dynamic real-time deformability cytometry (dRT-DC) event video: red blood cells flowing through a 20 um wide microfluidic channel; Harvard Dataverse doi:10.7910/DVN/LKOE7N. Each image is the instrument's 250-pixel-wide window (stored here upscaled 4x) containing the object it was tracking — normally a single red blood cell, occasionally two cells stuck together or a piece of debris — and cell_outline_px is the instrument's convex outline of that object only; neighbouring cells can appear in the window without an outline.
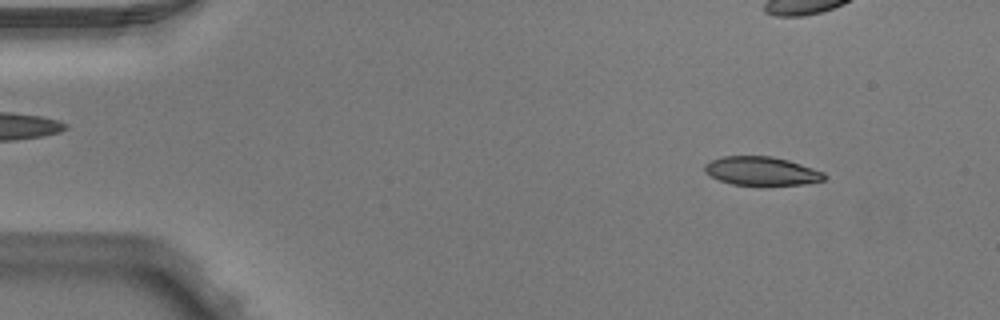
{"species": "Egyptian fruit bat (a non-hibernating species)", "species_latin": "Rousettus aegyptiacus", "temperature_condition": "warm", "stored_images_in_passage": 4, "camera_frame_rate_fps": 3000, "um_per_image_px": 0.085, "animal": {"sex": "male"}, "frame": {"image": 1, "passage_image": 1, "time_ms": 0.0, "image_size_px": [1000, 320], "cell_outline_px": [[828, 176], [824, 180], [804, 184], [732, 184], [720, 180], [704, 172], [704, 164], [712, 160], [724, 156], [772, 156], [788, 160], [824, 172]], "centroid_in_image_um": [64.74, 14.52], "position_along_channel_um": 20.3, "area_um2": 19.65}}
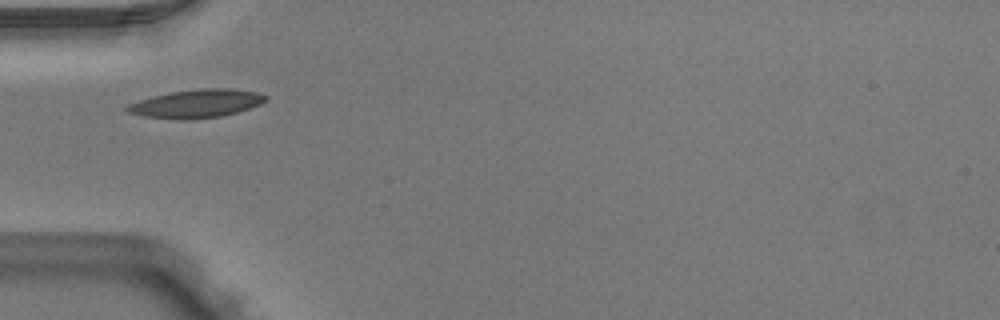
{"frame": {"image": 2, "passage_image": 4, "time_ms": 1.0, "image_size_px": [1000, 320], "cell_outline_px": [[268, 100], [260, 104], [236, 112], [220, 116], [188, 120], [180, 120], [144, 116], [128, 112], [124, 108], [128, 104], [152, 96], [172, 92], [200, 88], [232, 88], [260, 92], [268, 96]], "centroid_in_image_um": [16.73, 8.8], "position_along_channel_um": 68.3, "area_um2": 22.89}}